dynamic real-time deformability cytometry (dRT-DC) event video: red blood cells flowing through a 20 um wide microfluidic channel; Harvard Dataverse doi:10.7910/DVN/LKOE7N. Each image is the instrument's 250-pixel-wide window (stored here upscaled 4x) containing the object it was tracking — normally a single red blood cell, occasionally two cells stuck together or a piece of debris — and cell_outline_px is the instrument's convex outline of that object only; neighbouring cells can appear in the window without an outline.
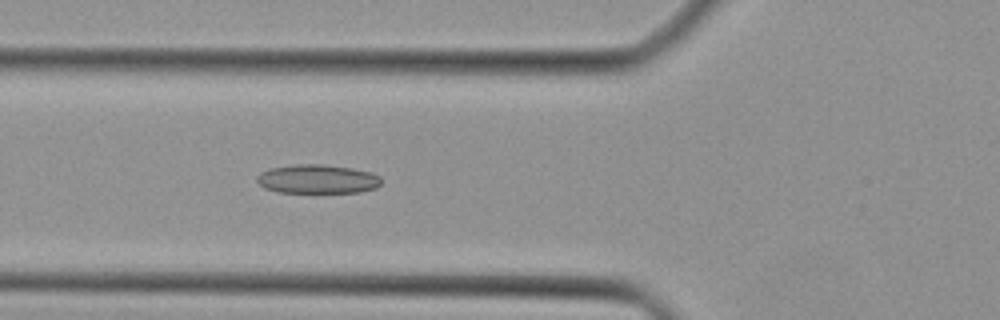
{"species": "Egyptian fruit bat (a non-hibernating species)", "species_latin": "Rousettus aegyptiacus", "temperature_condition": "cold", "stored_images_in_passage": 31, "camera_frame_rate_fps": 3000, "um_per_image_px": 0.085, "animal": {"sex": "female"}, "frame": {"image": 1, "passage_image": 4, "time_ms": 1.0, "image_size_px": [1000, 320], "cell_outline_px": [[380, 184], [376, 188], [360, 192], [280, 192], [264, 188], [256, 180], [256, 176], [260, 172], [268, 168], [296, 164], [324, 164], [352, 168], [372, 172], [380, 176]], "centroid_in_image_um": [26.97, 15.21], "position_along_channel_um": 98.8, "area_um2": 21.1}}
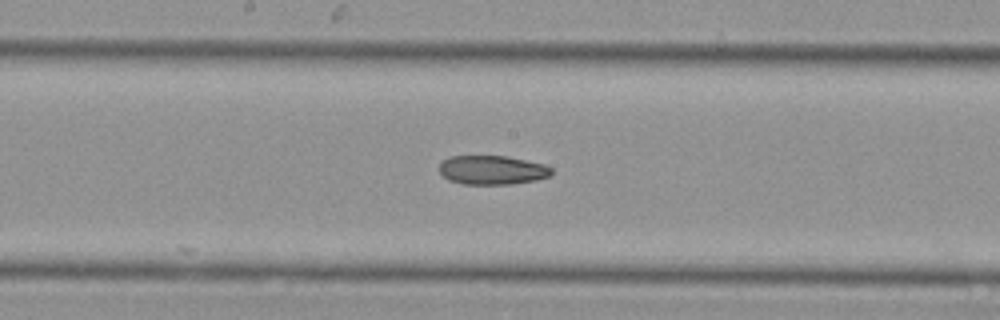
{"frame": {"image": 2, "passage_image": 11, "time_ms": 3.333, "image_size_px": [1000, 320], "cell_outline_px": [[552, 172], [548, 176], [536, 180], [508, 184], [464, 184], [448, 180], [440, 172], [440, 160], [448, 156], [508, 156], [544, 164], [552, 168]], "centroid_in_image_um": [41.8, 14.44], "position_along_channel_um": 206.4, "area_um2": 19.02}}
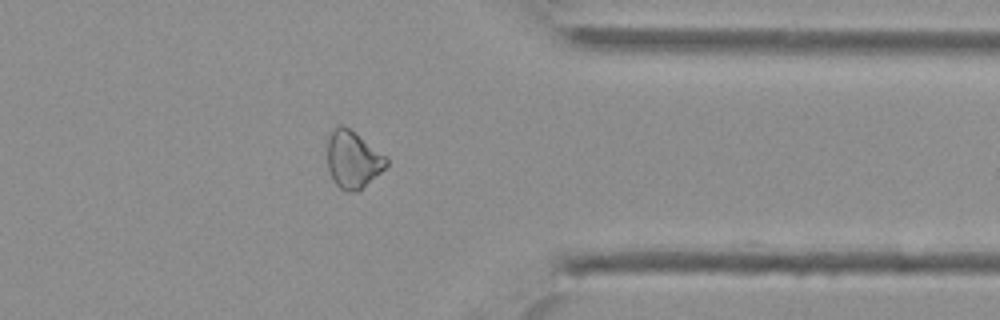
{"frame": {"image": 3, "passage_image": 23, "time_ms": 7.333, "image_size_px": [1000, 320], "cell_outline_px": [[388, 164], [380, 172], [356, 192], [348, 192], [340, 188], [336, 184], [328, 168], [328, 140], [336, 124], [344, 124], [388, 156]], "centroid_in_image_um": [30.01, 13.52], "position_along_channel_um": 381.4, "area_um2": 19.59}}